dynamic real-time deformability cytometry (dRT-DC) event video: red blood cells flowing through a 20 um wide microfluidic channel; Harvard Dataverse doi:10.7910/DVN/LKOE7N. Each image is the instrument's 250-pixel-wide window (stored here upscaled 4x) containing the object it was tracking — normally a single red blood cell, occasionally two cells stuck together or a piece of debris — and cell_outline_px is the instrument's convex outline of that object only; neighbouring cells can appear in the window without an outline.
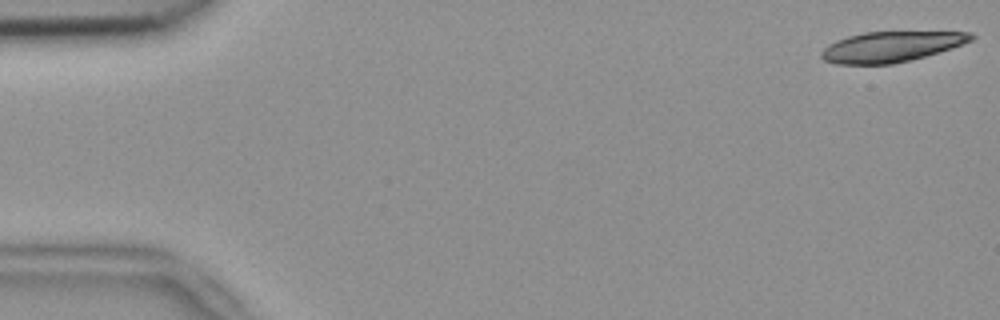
{"species": "common noctule bat (a hibernating species)", "species_latin": "Nyctalus noctula", "temperature_condition": "room temperature", "stored_images_in_passage": 24, "camera_frame_rate_fps": 3000, "um_per_image_px": 0.085, "animal": {"sex": "female", "body_mass_g": 18.4}, "frame": {"image": 1, "passage_image": 1, "time_ms": 0.0, "image_size_px": [1000, 320], "cell_outline_px": [[976, 36], [972, 40], [952, 48], [924, 56], [892, 64], [836, 64], [824, 60], [820, 56], [820, 52], [828, 44], [836, 40], [848, 36], [864, 32], [972, 32]], "centroid_in_image_um": [75.71, 3.97], "position_along_channel_um": 9.3, "area_um2": 26.41}}
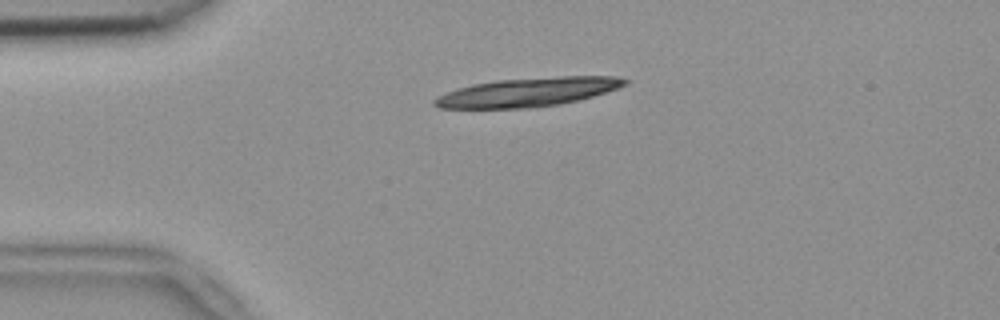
{"frame": {"image": 2, "passage_image": 12, "time_ms": 3.667, "image_size_px": [1000, 320], "cell_outline_px": [[628, 84], [620, 88], [592, 96], [560, 104], [528, 108], [436, 108], [432, 104], [432, 100], [436, 96], [472, 84], [496, 80], [560, 76], [616, 76], [628, 80]], "centroid_in_image_um": [44.86, 7.83], "position_along_channel_um": 40.1, "area_um2": 32.02}}